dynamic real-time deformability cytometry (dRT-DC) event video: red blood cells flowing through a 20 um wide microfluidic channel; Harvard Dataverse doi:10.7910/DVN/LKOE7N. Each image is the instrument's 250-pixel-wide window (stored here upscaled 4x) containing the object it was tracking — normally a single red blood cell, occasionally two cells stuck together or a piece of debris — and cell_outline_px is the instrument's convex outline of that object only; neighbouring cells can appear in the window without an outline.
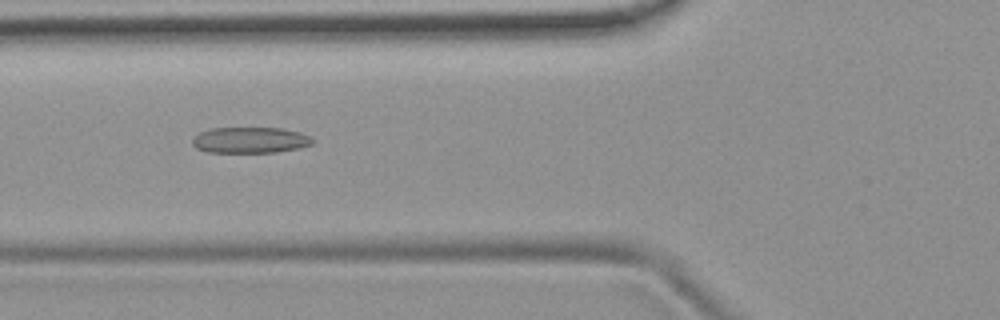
{"species": "common noctule bat (a hibernating species)", "species_latin": "Nyctalus noctula", "temperature_condition": "room temperature", "stored_images_in_passage": 8, "camera_frame_rate_fps": 3000, "um_per_image_px": 0.085, "animal": {"sex": "female", "body_mass_g": 19.9}, "frame": {"image": 1, "passage_image": 6, "time_ms": 5.667, "image_size_px": [1000, 320], "cell_outline_px": [[312, 144], [296, 148], [276, 152], [208, 152], [196, 148], [192, 144], [192, 136], [200, 132], [212, 128], [280, 128], [300, 132], [312, 136]], "centroid_in_image_um": [21.23, 11.9], "position_along_channel_um": 104.6, "area_um2": 18.15}}
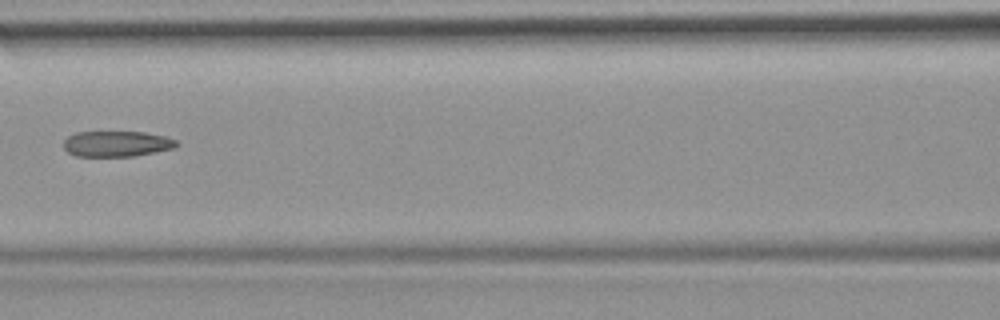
{"frame": {"image": 2, "passage_image": 7, "time_ms": 7.0, "image_size_px": [1000, 320], "cell_outline_px": [[180, 144], [176, 148], [136, 156], [76, 156], [68, 152], [64, 148], [64, 140], [68, 136], [76, 132], [144, 132], [164, 136], [176, 140]], "centroid_in_image_um": [9.95, 12.22], "position_along_channel_um": 156.6, "area_um2": 16.99}}
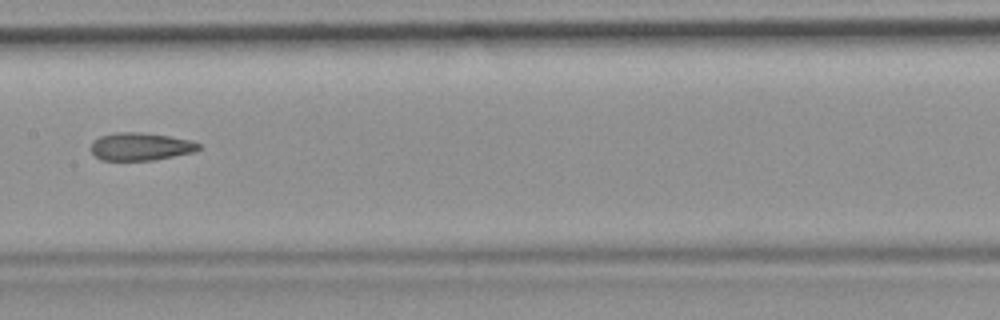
{"frame": {"image": 3, "passage_image": 8, "time_ms": 8.0, "image_size_px": [1000, 320], "cell_outline_px": [[200, 148], [192, 152], [152, 160], [100, 160], [92, 152], [92, 144], [100, 136], [116, 132], [140, 132], [168, 136], [188, 140], [200, 144]], "centroid_in_image_um": [11.92, 12.45], "position_along_channel_um": 195.5, "area_um2": 17.05}}